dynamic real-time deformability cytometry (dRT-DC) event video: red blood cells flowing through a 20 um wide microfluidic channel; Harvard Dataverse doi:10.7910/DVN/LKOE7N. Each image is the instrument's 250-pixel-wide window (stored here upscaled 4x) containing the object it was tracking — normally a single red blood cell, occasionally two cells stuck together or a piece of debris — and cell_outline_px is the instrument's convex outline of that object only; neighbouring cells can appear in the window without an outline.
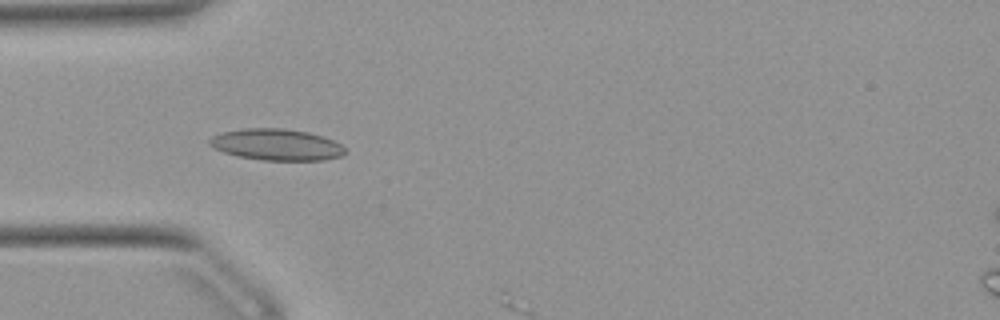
{"species": "Egyptian fruit bat (a non-hibernating species)", "species_latin": "Rousettus aegyptiacus", "temperature_condition": "warm", "stored_images_in_passage": 11, "camera_frame_rate_fps": 3000, "um_per_image_px": 0.085, "animal": {"sex": "female"}, "frame": {"image": 1, "passage_image": 10, "time_ms": 3.0, "image_size_px": [1000, 320], "cell_outline_px": [[344, 152], [340, 156], [324, 160], [264, 160], [236, 156], [212, 148], [208, 144], [208, 140], [212, 136], [224, 132], [244, 128], [284, 128], [308, 132], [324, 136], [340, 144], [344, 148]], "centroid_in_image_um": [23.47, 12.29], "position_along_channel_um": 61.5, "area_um2": 24.8}}